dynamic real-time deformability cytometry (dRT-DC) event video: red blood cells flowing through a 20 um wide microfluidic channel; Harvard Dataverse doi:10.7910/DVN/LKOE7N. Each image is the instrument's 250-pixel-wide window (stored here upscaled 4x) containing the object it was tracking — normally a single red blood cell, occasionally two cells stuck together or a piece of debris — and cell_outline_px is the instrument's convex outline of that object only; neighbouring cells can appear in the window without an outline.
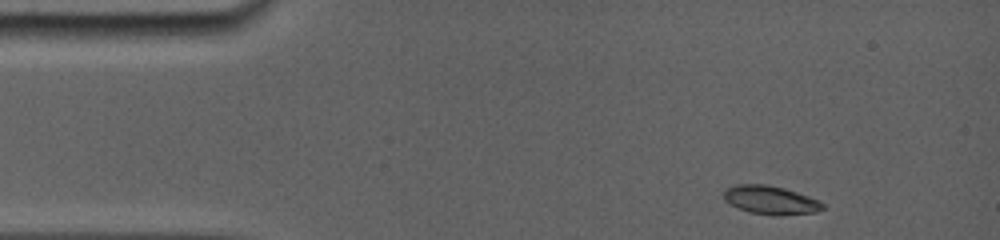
{"species": "common noctule bat (a hibernating species)", "species_latin": "Nyctalus noctula", "temperature_condition": "room temperature", "stored_images_in_passage": 58, "camera_frame_rate_fps": 5000, "um_per_image_px": 0.085, "animal": {"sex": "female", "body_mass_g": 19.0, "forearm_length_mm": 56.7}, "frame": {"image": 1, "passage_image": 1, "time_ms": 0.0, "image_size_px": [1000, 240], "cell_outline_px": [[824, 208], [816, 212], [780, 216], [776, 216], [748, 212], [736, 208], [724, 200], [724, 192], [728, 188], [736, 184], [764, 184], [784, 188], [820, 200], [824, 204]], "centroid_in_image_um": [65.5, 17.02], "position_along_channel_um": 19.5, "area_um2": 16.59}}
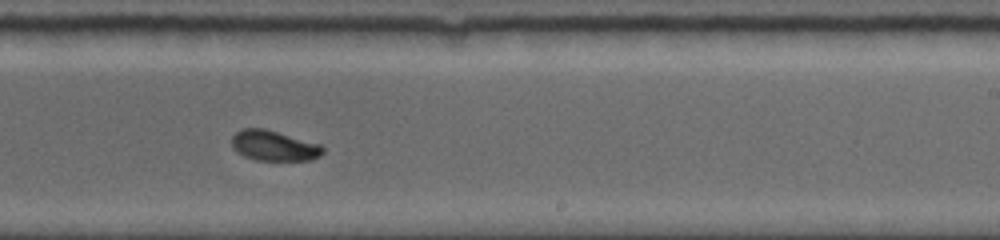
{"frame": {"image": 2, "passage_image": 32, "time_ms": 8.4, "image_size_px": [1000, 240], "cell_outline_px": [[324, 152], [320, 156], [308, 160], [256, 160], [244, 156], [236, 152], [232, 148], [232, 136], [236, 132], [244, 128], [264, 128], [320, 144], [324, 148]], "centroid_in_image_um": [23.26, 12.38], "position_along_channel_um": 265.7, "area_um2": 16.07}}
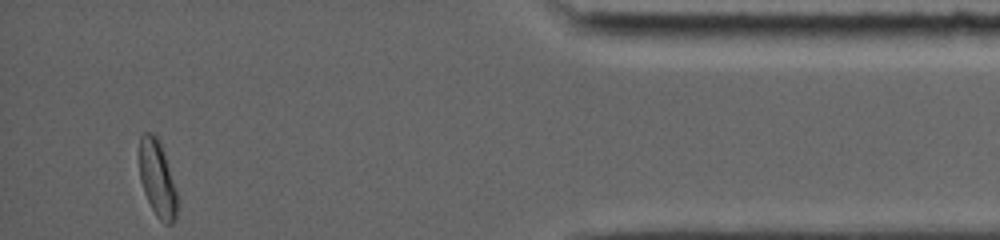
{"frame": {"image": 3, "passage_image": 58, "time_ms": 13.6, "image_size_px": [1000, 240], "cell_outline_px": [[176, 216], [172, 224], [164, 224], [156, 216], [144, 192], [140, 180], [140, 136], [144, 132], [148, 132], [156, 136], [160, 140], [176, 192]], "centroid_in_image_um": [13.36, 15.19], "position_along_channel_um": 421.8, "area_um2": 16.47}, "authors_computed_cell_mechanics": {"area_um2": 16.1262, "velocity_mm_per_s": 3.8131, "shape_relaxation_time_tau1_ms": 3.0129, "shape_relaxation_time_tau2_ms": null, "deformation_change_tau1": 0.1156, "deformation_change_tau2": null}}